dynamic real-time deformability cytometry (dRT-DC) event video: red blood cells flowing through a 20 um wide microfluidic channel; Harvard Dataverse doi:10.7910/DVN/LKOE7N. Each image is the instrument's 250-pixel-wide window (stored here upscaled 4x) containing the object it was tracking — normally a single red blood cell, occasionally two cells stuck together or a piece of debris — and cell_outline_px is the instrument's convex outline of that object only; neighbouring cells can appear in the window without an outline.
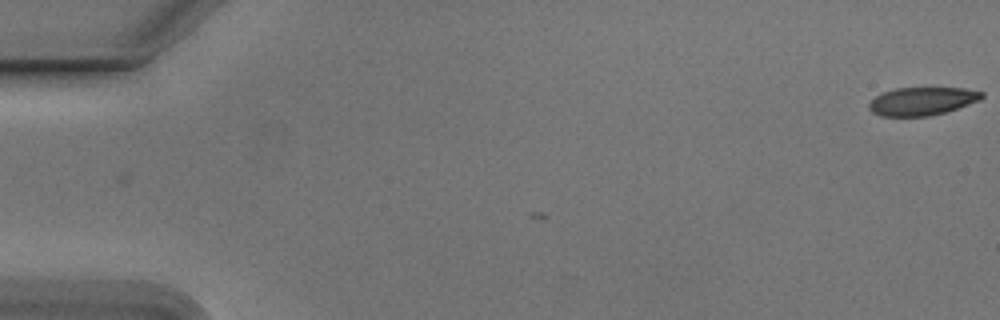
{"species": "Egyptian fruit bat (a non-hibernating species)", "species_latin": "Rousettus aegyptiacus", "temperature_condition": "cold", "stored_images_in_passage": 2, "camera_frame_rate_fps": 3000, "um_per_image_px": 0.085, "animal": {"sex": "male"}, "frame": {"image": 1, "passage_image": 2, "time_ms": 0.333, "image_size_px": [1000, 320], "cell_outline_px": [[984, 96], [980, 100], [944, 112], [928, 116], [880, 116], [872, 112], [868, 108], [868, 104], [876, 96], [884, 92], [896, 88], [964, 88], [984, 92]], "centroid_in_image_um": [78.37, 8.6], "position_along_channel_um": 6.6, "area_um2": 18.32}}